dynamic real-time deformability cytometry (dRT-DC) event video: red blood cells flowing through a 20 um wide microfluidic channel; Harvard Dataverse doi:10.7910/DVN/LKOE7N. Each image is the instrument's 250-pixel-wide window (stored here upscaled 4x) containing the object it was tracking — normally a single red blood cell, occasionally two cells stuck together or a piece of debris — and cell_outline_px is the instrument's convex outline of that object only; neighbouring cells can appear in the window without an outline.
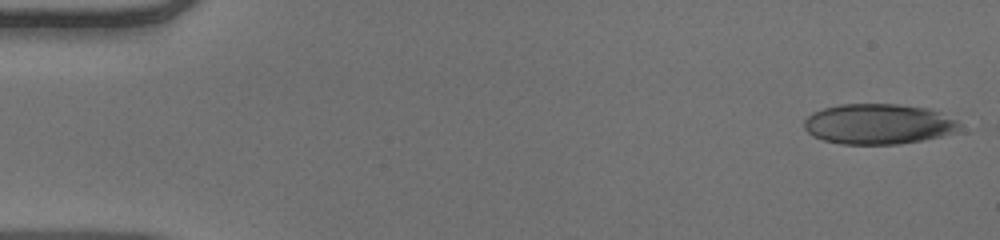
{"species": "human", "species_latin": "Homo sapiens", "temperature_condition": "warm", "stored_images_in_passage": 16, "camera_frame_rate_fps": 3000, "um_per_image_px": 0.085, "donor": {"sex": "male"}, "frame": {"image": 1, "passage_image": 1, "time_ms": 0.0, "image_size_px": [1000, 240], "cell_outline_px": [[972, 132], [900, 144], [840, 144], [824, 140], [812, 136], [804, 128], [804, 120], [812, 112], [824, 108], [840, 104], [896, 104], [928, 108], [940, 112], [964, 124]], "centroid_in_image_um": [74.84, 10.56], "position_along_channel_um": 10.2, "area_um2": 37.74}}
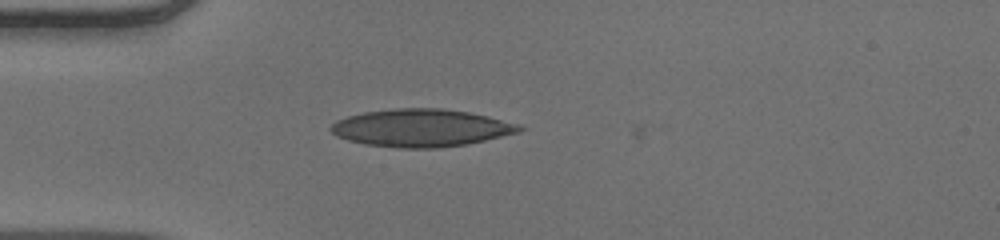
{"frame": {"image": 2, "passage_image": 14, "time_ms": 4.333, "image_size_px": [1000, 240], "cell_outline_px": [[528, 128], [520, 132], [468, 144], [440, 148], [396, 148], [364, 144], [348, 140], [336, 136], [328, 128], [336, 120], [348, 116], [364, 112], [396, 108], [440, 108], [468, 112], [488, 116], [520, 124]], "centroid_in_image_um": [35.82, 10.88], "position_along_channel_um": 49.2, "area_um2": 41.62}}